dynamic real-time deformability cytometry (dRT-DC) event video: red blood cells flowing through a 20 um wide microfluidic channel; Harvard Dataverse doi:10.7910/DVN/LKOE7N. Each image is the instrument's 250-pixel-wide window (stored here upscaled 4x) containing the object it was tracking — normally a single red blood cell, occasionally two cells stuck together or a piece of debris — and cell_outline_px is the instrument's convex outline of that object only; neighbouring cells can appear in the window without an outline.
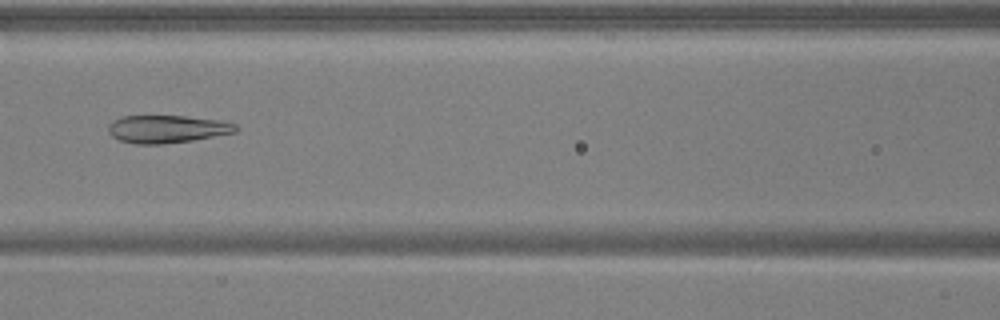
{"species": "common noctule bat (a hibernating species)", "species_latin": "Nyctalus noctula", "temperature_condition": "warm", "stored_images_in_passage": 7, "camera_frame_rate_fps": 3000, "um_per_image_px": 0.085, "animal": {"sex": "male", "body_mass_g": 17.9, "forearm_length_mm": 54.2}, "frame": {"image": 1, "passage_image": 7, "time_ms": 2.0, "image_size_px": [1000, 320], "cell_outline_px": [[236, 132], [192, 140], [164, 144], [136, 144], [120, 140], [112, 136], [108, 132], [108, 124], [112, 120], [120, 116], [184, 116], [216, 120], [236, 124]], "centroid_in_image_um": [14.13, 10.97], "position_along_channel_um": 152.5, "area_um2": 20.46}}